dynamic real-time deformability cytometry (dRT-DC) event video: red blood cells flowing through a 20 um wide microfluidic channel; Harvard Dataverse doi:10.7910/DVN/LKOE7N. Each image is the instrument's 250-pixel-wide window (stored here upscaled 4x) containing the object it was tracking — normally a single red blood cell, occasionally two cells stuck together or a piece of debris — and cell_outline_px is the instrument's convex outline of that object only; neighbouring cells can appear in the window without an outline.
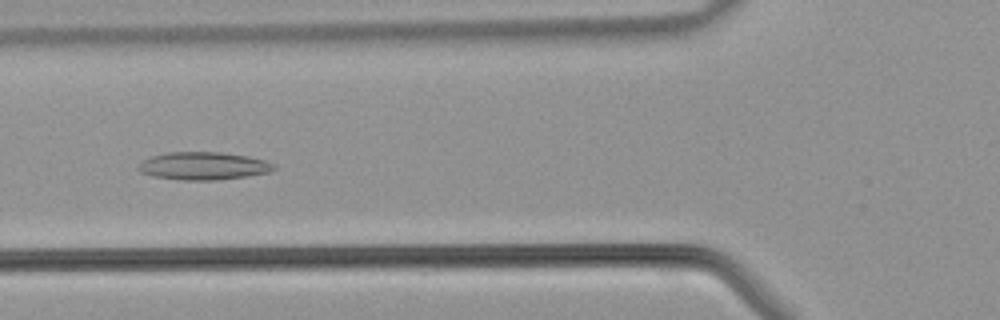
{"species": "common noctule bat (a hibernating species)", "species_latin": "Nyctalus noctula", "temperature_condition": "warm", "stored_images_in_passage": 36, "camera_frame_rate_fps": 3000, "um_per_image_px": 0.085, "animal": {"sex": "male", "body_mass_g": 21.5, "forearm_length_mm": 52.0}, "frame": {"image": 1, "passage_image": 8, "time_ms": 2.333, "image_size_px": [1000, 320], "cell_outline_px": [[276, 168], [272, 172], [248, 176], [220, 180], [184, 180], [152, 176], [140, 172], [136, 168], [144, 160], [152, 156], [168, 152], [220, 152], [248, 156], [264, 160], [276, 164]], "centroid_in_image_um": [17.33, 14.11], "position_along_channel_um": 108.5, "area_um2": 22.08}}
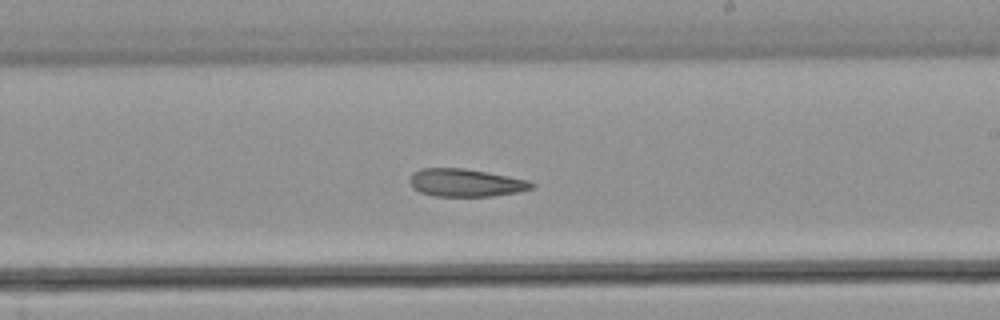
{"frame": {"image": 2, "passage_image": 17, "time_ms": 5.333, "image_size_px": [1000, 320], "cell_outline_px": [[536, 184], [532, 188], [516, 192], [492, 196], [432, 196], [420, 192], [412, 188], [408, 180], [412, 172], [420, 168], [464, 168], [508, 176], [528, 180]], "centroid_in_image_um": [39.52, 15.53], "position_along_channel_um": 249.5, "area_um2": 19.83}}
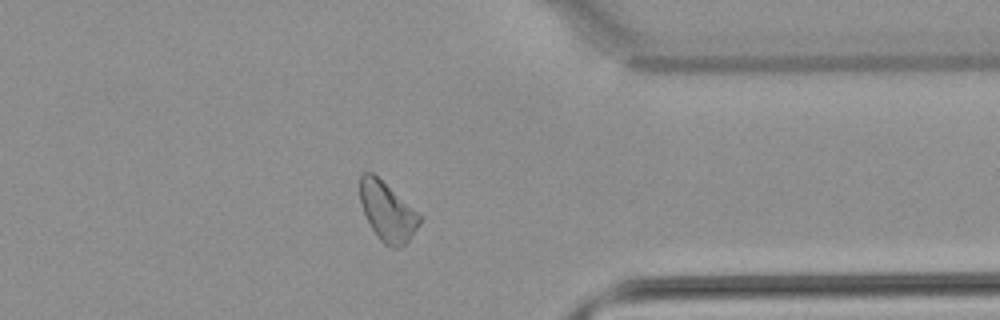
{"frame": {"image": 3, "passage_image": 26, "time_ms": 8.333, "image_size_px": [1000, 320], "cell_outline_px": [[420, 224], [412, 236], [404, 244], [396, 248], [392, 248], [384, 244], [376, 236], [360, 204], [360, 176], [364, 172], [372, 172], [420, 216]], "centroid_in_image_um": [32.89, 18.01], "position_along_channel_um": 378.5, "area_um2": 19.83}}